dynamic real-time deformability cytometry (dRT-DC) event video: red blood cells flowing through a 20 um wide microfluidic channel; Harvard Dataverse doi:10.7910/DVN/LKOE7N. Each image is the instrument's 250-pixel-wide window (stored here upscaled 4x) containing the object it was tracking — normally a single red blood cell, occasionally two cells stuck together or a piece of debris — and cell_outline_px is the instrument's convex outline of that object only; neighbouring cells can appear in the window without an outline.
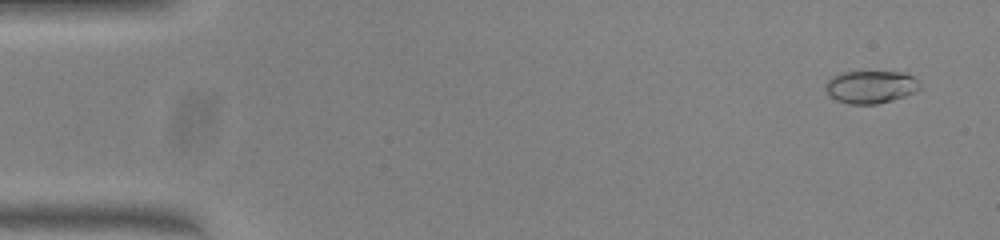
{"species": "common noctule bat (a hibernating species)", "species_latin": "Nyctalus noctula", "temperature_condition": "warm", "stored_images_in_passage": 51, "camera_frame_rate_fps": 3000, "um_per_image_px": 0.085, "animal": {"sex": "female", "body_mass_g": 23.0, "forearm_length_mm": 53.4}, "frame": {"image": 1, "passage_image": 3, "time_ms": 0.667, "image_size_px": [1000, 240], "cell_outline_px": [[920, 88], [916, 92], [892, 100], [876, 104], [848, 104], [836, 100], [824, 88], [824, 84], [832, 76], [840, 72], [904, 72], [912, 76], [920, 84]], "centroid_in_image_um": [74.0, 7.38], "position_along_channel_um": 11.0, "area_um2": 17.98}}
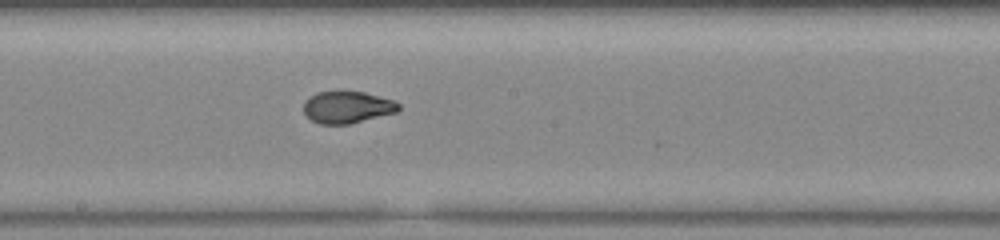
{"frame": {"image": 2, "passage_image": 28, "time_ms": 9.0, "image_size_px": [1000, 240], "cell_outline_px": [[400, 108], [396, 112], [348, 124], [320, 124], [312, 120], [304, 112], [304, 100], [316, 92], [336, 88], [364, 92], [392, 100], [400, 104]], "centroid_in_image_um": [29.47, 9.06], "position_along_channel_um": 218.7, "area_um2": 18.09}}
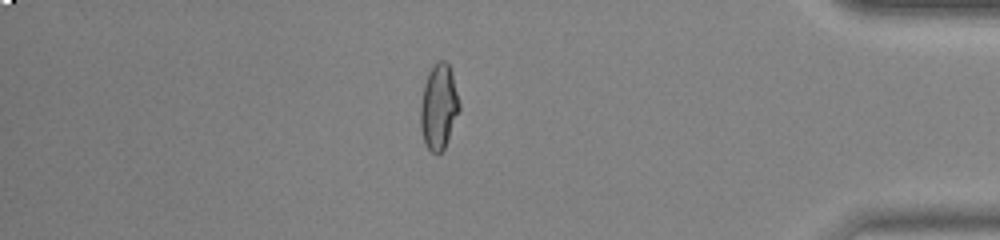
{"frame": {"image": 3, "passage_image": 44, "time_ms": 14.333, "image_size_px": [1000, 240], "cell_outline_px": [[460, 108], [444, 148], [440, 152], [432, 152], [424, 144], [420, 128], [420, 104], [424, 84], [428, 72], [432, 64], [436, 60], [444, 60], [448, 64], [452, 72], [460, 104]], "centroid_in_image_um": [37.27, 9.03], "position_along_channel_um": 397.9, "area_um2": 19.36}, "authors_computed_cell_mechanics": {"area_um2": 18.207, "velocity_mm_per_s": 4.0496, "shape_relaxation_time_tau1_ms": null, "shape_relaxation_time_tau2_ms": 0.6785, "deformation_change_tau1": null, "deformation_change_tau2": 0.0478}}